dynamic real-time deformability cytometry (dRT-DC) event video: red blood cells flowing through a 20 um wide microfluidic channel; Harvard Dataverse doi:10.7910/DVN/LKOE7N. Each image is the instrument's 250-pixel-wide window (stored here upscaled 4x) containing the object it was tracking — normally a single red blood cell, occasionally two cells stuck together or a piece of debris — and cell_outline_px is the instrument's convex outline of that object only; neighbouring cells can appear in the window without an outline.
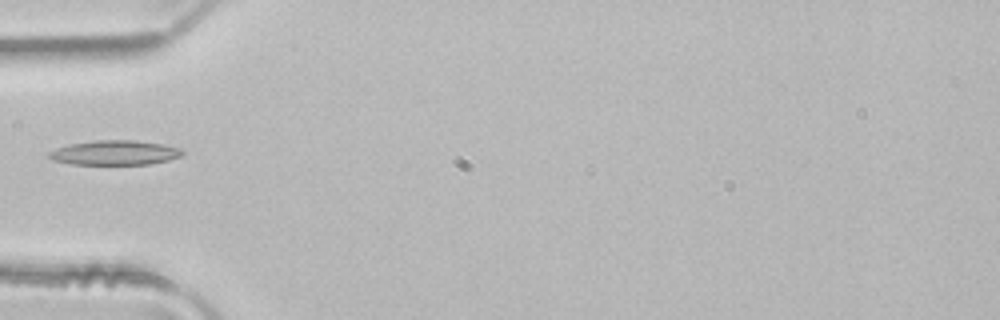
{"species": "common noctule bat (a hibernating species)", "species_latin": "Nyctalus noctula", "temperature_condition": "room temperature", "stored_images_in_passage": 4, "camera_frame_rate_fps": 3000, "um_per_image_px": 0.085, "animal": {"sex": "male", "body_mass_g": 21.5, "forearm_length_mm": 52.0}, "frame": {"image": 1, "passage_image": 4, "time_ms": 1.0, "image_size_px": [1000, 320], "cell_outline_px": [[184, 152], [180, 156], [168, 160], [152, 164], [72, 164], [52, 160], [48, 156], [48, 152], [56, 148], [72, 144], [96, 140], [132, 140], [164, 144], [180, 148]], "centroid_in_image_um": [9.76, 12.98], "position_along_channel_um": 75.2, "area_um2": 19.02}}